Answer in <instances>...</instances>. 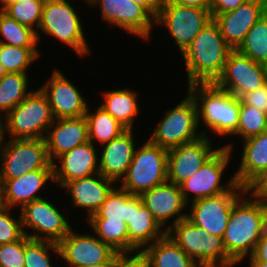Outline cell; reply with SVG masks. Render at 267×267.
Segmentation results:
<instances>
[{
  "label": "cell",
  "instance_id": "obj_10",
  "mask_svg": "<svg viewBox=\"0 0 267 267\" xmlns=\"http://www.w3.org/2000/svg\"><path fill=\"white\" fill-rule=\"evenodd\" d=\"M211 20L213 18L210 10L184 6L172 0H162L155 24H163L168 28L183 53Z\"/></svg>",
  "mask_w": 267,
  "mask_h": 267
},
{
  "label": "cell",
  "instance_id": "obj_32",
  "mask_svg": "<svg viewBox=\"0 0 267 267\" xmlns=\"http://www.w3.org/2000/svg\"><path fill=\"white\" fill-rule=\"evenodd\" d=\"M27 83L26 73L8 72L0 79V113L6 115L30 94Z\"/></svg>",
  "mask_w": 267,
  "mask_h": 267
},
{
  "label": "cell",
  "instance_id": "obj_23",
  "mask_svg": "<svg viewBox=\"0 0 267 267\" xmlns=\"http://www.w3.org/2000/svg\"><path fill=\"white\" fill-rule=\"evenodd\" d=\"M54 180L53 169H42L26 173L15 179H0L1 204L9 208L20 204L21 208L34 200L42 199L36 193Z\"/></svg>",
  "mask_w": 267,
  "mask_h": 267
},
{
  "label": "cell",
  "instance_id": "obj_33",
  "mask_svg": "<svg viewBox=\"0 0 267 267\" xmlns=\"http://www.w3.org/2000/svg\"><path fill=\"white\" fill-rule=\"evenodd\" d=\"M236 50L256 63L267 66V12L251 27Z\"/></svg>",
  "mask_w": 267,
  "mask_h": 267
},
{
  "label": "cell",
  "instance_id": "obj_29",
  "mask_svg": "<svg viewBox=\"0 0 267 267\" xmlns=\"http://www.w3.org/2000/svg\"><path fill=\"white\" fill-rule=\"evenodd\" d=\"M104 94L100 105L124 128L132 129L134 117L139 113L136 94L130 90H111Z\"/></svg>",
  "mask_w": 267,
  "mask_h": 267
},
{
  "label": "cell",
  "instance_id": "obj_38",
  "mask_svg": "<svg viewBox=\"0 0 267 267\" xmlns=\"http://www.w3.org/2000/svg\"><path fill=\"white\" fill-rule=\"evenodd\" d=\"M267 131V114L240 101L239 124L234 135L243 140Z\"/></svg>",
  "mask_w": 267,
  "mask_h": 267
},
{
  "label": "cell",
  "instance_id": "obj_46",
  "mask_svg": "<svg viewBox=\"0 0 267 267\" xmlns=\"http://www.w3.org/2000/svg\"><path fill=\"white\" fill-rule=\"evenodd\" d=\"M132 1L144 7L155 19L157 18L162 0H132Z\"/></svg>",
  "mask_w": 267,
  "mask_h": 267
},
{
  "label": "cell",
  "instance_id": "obj_13",
  "mask_svg": "<svg viewBox=\"0 0 267 267\" xmlns=\"http://www.w3.org/2000/svg\"><path fill=\"white\" fill-rule=\"evenodd\" d=\"M266 82V65L256 63L237 50H232L214 84L240 98L244 93L254 91Z\"/></svg>",
  "mask_w": 267,
  "mask_h": 267
},
{
  "label": "cell",
  "instance_id": "obj_40",
  "mask_svg": "<svg viewBox=\"0 0 267 267\" xmlns=\"http://www.w3.org/2000/svg\"><path fill=\"white\" fill-rule=\"evenodd\" d=\"M9 212V207L0 204V245L21 240L27 234L22 226L21 215L15 220Z\"/></svg>",
  "mask_w": 267,
  "mask_h": 267
},
{
  "label": "cell",
  "instance_id": "obj_4",
  "mask_svg": "<svg viewBox=\"0 0 267 267\" xmlns=\"http://www.w3.org/2000/svg\"><path fill=\"white\" fill-rule=\"evenodd\" d=\"M165 231L201 267H231L236 264L227 255L221 237L209 234L188 218L169 225Z\"/></svg>",
  "mask_w": 267,
  "mask_h": 267
},
{
  "label": "cell",
  "instance_id": "obj_39",
  "mask_svg": "<svg viewBox=\"0 0 267 267\" xmlns=\"http://www.w3.org/2000/svg\"><path fill=\"white\" fill-rule=\"evenodd\" d=\"M60 255L58 244L44 240H33L25 235L24 267H52L48 250Z\"/></svg>",
  "mask_w": 267,
  "mask_h": 267
},
{
  "label": "cell",
  "instance_id": "obj_47",
  "mask_svg": "<svg viewBox=\"0 0 267 267\" xmlns=\"http://www.w3.org/2000/svg\"><path fill=\"white\" fill-rule=\"evenodd\" d=\"M175 3L210 10L212 0H172Z\"/></svg>",
  "mask_w": 267,
  "mask_h": 267
},
{
  "label": "cell",
  "instance_id": "obj_51",
  "mask_svg": "<svg viewBox=\"0 0 267 267\" xmlns=\"http://www.w3.org/2000/svg\"><path fill=\"white\" fill-rule=\"evenodd\" d=\"M7 73L3 64L0 62V79Z\"/></svg>",
  "mask_w": 267,
  "mask_h": 267
},
{
  "label": "cell",
  "instance_id": "obj_8",
  "mask_svg": "<svg viewBox=\"0 0 267 267\" xmlns=\"http://www.w3.org/2000/svg\"><path fill=\"white\" fill-rule=\"evenodd\" d=\"M80 18L67 0H45L39 29L72 47L78 55L88 54Z\"/></svg>",
  "mask_w": 267,
  "mask_h": 267
},
{
  "label": "cell",
  "instance_id": "obj_26",
  "mask_svg": "<svg viewBox=\"0 0 267 267\" xmlns=\"http://www.w3.org/2000/svg\"><path fill=\"white\" fill-rule=\"evenodd\" d=\"M127 227L129 253L140 250V248L143 250L146 245H151V241L154 243L167 233L165 230L163 231L152 213L144 206L140 195L132 194V215Z\"/></svg>",
  "mask_w": 267,
  "mask_h": 267
},
{
  "label": "cell",
  "instance_id": "obj_42",
  "mask_svg": "<svg viewBox=\"0 0 267 267\" xmlns=\"http://www.w3.org/2000/svg\"><path fill=\"white\" fill-rule=\"evenodd\" d=\"M240 101L267 114V82L254 91L244 93Z\"/></svg>",
  "mask_w": 267,
  "mask_h": 267
},
{
  "label": "cell",
  "instance_id": "obj_14",
  "mask_svg": "<svg viewBox=\"0 0 267 267\" xmlns=\"http://www.w3.org/2000/svg\"><path fill=\"white\" fill-rule=\"evenodd\" d=\"M20 212L22 226L31 227L37 232V234H26L33 240L58 244L72 229L65 216L51 202L43 198L25 204ZM39 232L45 233L44 236L39 235Z\"/></svg>",
  "mask_w": 267,
  "mask_h": 267
},
{
  "label": "cell",
  "instance_id": "obj_24",
  "mask_svg": "<svg viewBox=\"0 0 267 267\" xmlns=\"http://www.w3.org/2000/svg\"><path fill=\"white\" fill-rule=\"evenodd\" d=\"M243 143L241 164L233 177L238 185L252 189L267 175V131Z\"/></svg>",
  "mask_w": 267,
  "mask_h": 267
},
{
  "label": "cell",
  "instance_id": "obj_31",
  "mask_svg": "<svg viewBox=\"0 0 267 267\" xmlns=\"http://www.w3.org/2000/svg\"><path fill=\"white\" fill-rule=\"evenodd\" d=\"M85 118L87 120L88 137L90 142L96 139L104 145L126 130V128L100 106L95 113H90L87 107Z\"/></svg>",
  "mask_w": 267,
  "mask_h": 267
},
{
  "label": "cell",
  "instance_id": "obj_16",
  "mask_svg": "<svg viewBox=\"0 0 267 267\" xmlns=\"http://www.w3.org/2000/svg\"><path fill=\"white\" fill-rule=\"evenodd\" d=\"M87 3L100 5L101 17L105 21L142 39H148L155 18L139 4L132 0H87Z\"/></svg>",
  "mask_w": 267,
  "mask_h": 267
},
{
  "label": "cell",
  "instance_id": "obj_50",
  "mask_svg": "<svg viewBox=\"0 0 267 267\" xmlns=\"http://www.w3.org/2000/svg\"><path fill=\"white\" fill-rule=\"evenodd\" d=\"M250 267H267V262H251Z\"/></svg>",
  "mask_w": 267,
  "mask_h": 267
},
{
  "label": "cell",
  "instance_id": "obj_30",
  "mask_svg": "<svg viewBox=\"0 0 267 267\" xmlns=\"http://www.w3.org/2000/svg\"><path fill=\"white\" fill-rule=\"evenodd\" d=\"M99 239L117 253H128L129 235L127 223L123 220L87 219Z\"/></svg>",
  "mask_w": 267,
  "mask_h": 267
},
{
  "label": "cell",
  "instance_id": "obj_41",
  "mask_svg": "<svg viewBox=\"0 0 267 267\" xmlns=\"http://www.w3.org/2000/svg\"><path fill=\"white\" fill-rule=\"evenodd\" d=\"M25 236L18 241L0 245V267H24Z\"/></svg>",
  "mask_w": 267,
  "mask_h": 267
},
{
  "label": "cell",
  "instance_id": "obj_43",
  "mask_svg": "<svg viewBox=\"0 0 267 267\" xmlns=\"http://www.w3.org/2000/svg\"><path fill=\"white\" fill-rule=\"evenodd\" d=\"M137 254L128 256V253H117L114 257L113 267H149L146 255L140 251Z\"/></svg>",
  "mask_w": 267,
  "mask_h": 267
},
{
  "label": "cell",
  "instance_id": "obj_37",
  "mask_svg": "<svg viewBox=\"0 0 267 267\" xmlns=\"http://www.w3.org/2000/svg\"><path fill=\"white\" fill-rule=\"evenodd\" d=\"M38 55L36 47H17L0 43V62L7 73H26L27 67Z\"/></svg>",
  "mask_w": 267,
  "mask_h": 267
},
{
  "label": "cell",
  "instance_id": "obj_7",
  "mask_svg": "<svg viewBox=\"0 0 267 267\" xmlns=\"http://www.w3.org/2000/svg\"><path fill=\"white\" fill-rule=\"evenodd\" d=\"M198 125L197 104L188 93L183 101L167 112L149 141L169 150L206 136L204 131L199 135L196 133Z\"/></svg>",
  "mask_w": 267,
  "mask_h": 267
},
{
  "label": "cell",
  "instance_id": "obj_19",
  "mask_svg": "<svg viewBox=\"0 0 267 267\" xmlns=\"http://www.w3.org/2000/svg\"><path fill=\"white\" fill-rule=\"evenodd\" d=\"M40 89L49 101L55 120L85 116L86 101L73 83L63 76L62 72L55 70L52 78Z\"/></svg>",
  "mask_w": 267,
  "mask_h": 267
},
{
  "label": "cell",
  "instance_id": "obj_27",
  "mask_svg": "<svg viewBox=\"0 0 267 267\" xmlns=\"http://www.w3.org/2000/svg\"><path fill=\"white\" fill-rule=\"evenodd\" d=\"M78 178L66 183L63 187L70 191L72 201L77 207L85 208L89 212L88 218L94 215L112 191V179L104 177L102 174Z\"/></svg>",
  "mask_w": 267,
  "mask_h": 267
},
{
  "label": "cell",
  "instance_id": "obj_53",
  "mask_svg": "<svg viewBox=\"0 0 267 267\" xmlns=\"http://www.w3.org/2000/svg\"><path fill=\"white\" fill-rule=\"evenodd\" d=\"M1 119H2V116L0 117V135H3V131H2L3 123H2V120Z\"/></svg>",
  "mask_w": 267,
  "mask_h": 267
},
{
  "label": "cell",
  "instance_id": "obj_17",
  "mask_svg": "<svg viewBox=\"0 0 267 267\" xmlns=\"http://www.w3.org/2000/svg\"><path fill=\"white\" fill-rule=\"evenodd\" d=\"M60 256L72 267H85L104 262H113L117 254L101 239L89 234L70 232L58 243Z\"/></svg>",
  "mask_w": 267,
  "mask_h": 267
},
{
  "label": "cell",
  "instance_id": "obj_28",
  "mask_svg": "<svg viewBox=\"0 0 267 267\" xmlns=\"http://www.w3.org/2000/svg\"><path fill=\"white\" fill-rule=\"evenodd\" d=\"M142 252L148 259L149 267H201L167 233Z\"/></svg>",
  "mask_w": 267,
  "mask_h": 267
},
{
  "label": "cell",
  "instance_id": "obj_45",
  "mask_svg": "<svg viewBox=\"0 0 267 267\" xmlns=\"http://www.w3.org/2000/svg\"><path fill=\"white\" fill-rule=\"evenodd\" d=\"M250 257V262H267V228L261 235Z\"/></svg>",
  "mask_w": 267,
  "mask_h": 267
},
{
  "label": "cell",
  "instance_id": "obj_55",
  "mask_svg": "<svg viewBox=\"0 0 267 267\" xmlns=\"http://www.w3.org/2000/svg\"><path fill=\"white\" fill-rule=\"evenodd\" d=\"M261 1L264 3V6H265V8L267 10V0H261Z\"/></svg>",
  "mask_w": 267,
  "mask_h": 267
},
{
  "label": "cell",
  "instance_id": "obj_5",
  "mask_svg": "<svg viewBox=\"0 0 267 267\" xmlns=\"http://www.w3.org/2000/svg\"><path fill=\"white\" fill-rule=\"evenodd\" d=\"M5 117V125L2 126L3 137L7 131L12 139H43V132H48L55 120L49 101L41 89L30 91Z\"/></svg>",
  "mask_w": 267,
  "mask_h": 267
},
{
  "label": "cell",
  "instance_id": "obj_52",
  "mask_svg": "<svg viewBox=\"0 0 267 267\" xmlns=\"http://www.w3.org/2000/svg\"><path fill=\"white\" fill-rule=\"evenodd\" d=\"M15 1H18V0H0V2L2 3L1 9H3L10 2H15Z\"/></svg>",
  "mask_w": 267,
  "mask_h": 267
},
{
  "label": "cell",
  "instance_id": "obj_6",
  "mask_svg": "<svg viewBox=\"0 0 267 267\" xmlns=\"http://www.w3.org/2000/svg\"><path fill=\"white\" fill-rule=\"evenodd\" d=\"M168 149L145 142L135 149L121 188L133 195L142 193L167 181Z\"/></svg>",
  "mask_w": 267,
  "mask_h": 267
},
{
  "label": "cell",
  "instance_id": "obj_54",
  "mask_svg": "<svg viewBox=\"0 0 267 267\" xmlns=\"http://www.w3.org/2000/svg\"><path fill=\"white\" fill-rule=\"evenodd\" d=\"M3 139H4L3 135H0V147H1V145L4 143V142H3ZM0 150H2V149L0 148Z\"/></svg>",
  "mask_w": 267,
  "mask_h": 267
},
{
  "label": "cell",
  "instance_id": "obj_15",
  "mask_svg": "<svg viewBox=\"0 0 267 267\" xmlns=\"http://www.w3.org/2000/svg\"><path fill=\"white\" fill-rule=\"evenodd\" d=\"M217 151L218 149L211 148L207 136H201L192 142L169 149L167 181L180 186Z\"/></svg>",
  "mask_w": 267,
  "mask_h": 267
},
{
  "label": "cell",
  "instance_id": "obj_12",
  "mask_svg": "<svg viewBox=\"0 0 267 267\" xmlns=\"http://www.w3.org/2000/svg\"><path fill=\"white\" fill-rule=\"evenodd\" d=\"M231 145H225L200 167L193 176L180 185L184 200L188 204V193L193 192L194 201L213 197L228 192L235 184V178H231L227 186L221 185L222 173L226 169L231 158ZM227 187V188H226Z\"/></svg>",
  "mask_w": 267,
  "mask_h": 267
},
{
  "label": "cell",
  "instance_id": "obj_48",
  "mask_svg": "<svg viewBox=\"0 0 267 267\" xmlns=\"http://www.w3.org/2000/svg\"><path fill=\"white\" fill-rule=\"evenodd\" d=\"M251 190H253L262 200L267 203V175Z\"/></svg>",
  "mask_w": 267,
  "mask_h": 267
},
{
  "label": "cell",
  "instance_id": "obj_34",
  "mask_svg": "<svg viewBox=\"0 0 267 267\" xmlns=\"http://www.w3.org/2000/svg\"><path fill=\"white\" fill-rule=\"evenodd\" d=\"M132 215V194L127 190L113 188L99 210L88 219H109L130 221Z\"/></svg>",
  "mask_w": 267,
  "mask_h": 267
},
{
  "label": "cell",
  "instance_id": "obj_9",
  "mask_svg": "<svg viewBox=\"0 0 267 267\" xmlns=\"http://www.w3.org/2000/svg\"><path fill=\"white\" fill-rule=\"evenodd\" d=\"M2 150L0 179H15L28 172L53 169L45 139H12Z\"/></svg>",
  "mask_w": 267,
  "mask_h": 267
},
{
  "label": "cell",
  "instance_id": "obj_22",
  "mask_svg": "<svg viewBox=\"0 0 267 267\" xmlns=\"http://www.w3.org/2000/svg\"><path fill=\"white\" fill-rule=\"evenodd\" d=\"M56 120L57 122L54 120L48 128L49 132H47L44 138L48 156L52 163L55 161L54 158L57 159L63 153L89 141L88 125L85 116Z\"/></svg>",
  "mask_w": 267,
  "mask_h": 267
},
{
  "label": "cell",
  "instance_id": "obj_21",
  "mask_svg": "<svg viewBox=\"0 0 267 267\" xmlns=\"http://www.w3.org/2000/svg\"><path fill=\"white\" fill-rule=\"evenodd\" d=\"M93 142H86L68 152L63 153L58 159L61 160V166L57 167L53 163V182L63 186L75 179L86 178L99 173L98 157Z\"/></svg>",
  "mask_w": 267,
  "mask_h": 267
},
{
  "label": "cell",
  "instance_id": "obj_11",
  "mask_svg": "<svg viewBox=\"0 0 267 267\" xmlns=\"http://www.w3.org/2000/svg\"><path fill=\"white\" fill-rule=\"evenodd\" d=\"M250 191L236 183L228 192L192 202L187 218L209 234L223 238L234 203L240 194Z\"/></svg>",
  "mask_w": 267,
  "mask_h": 267
},
{
  "label": "cell",
  "instance_id": "obj_3",
  "mask_svg": "<svg viewBox=\"0 0 267 267\" xmlns=\"http://www.w3.org/2000/svg\"><path fill=\"white\" fill-rule=\"evenodd\" d=\"M188 93L197 104L198 123L200 117L206 127L219 135H234L239 124L240 99L214 83H193ZM201 100V108L198 106Z\"/></svg>",
  "mask_w": 267,
  "mask_h": 267
},
{
  "label": "cell",
  "instance_id": "obj_49",
  "mask_svg": "<svg viewBox=\"0 0 267 267\" xmlns=\"http://www.w3.org/2000/svg\"><path fill=\"white\" fill-rule=\"evenodd\" d=\"M85 267H113V262H104V263L89 265V266H85Z\"/></svg>",
  "mask_w": 267,
  "mask_h": 267
},
{
  "label": "cell",
  "instance_id": "obj_35",
  "mask_svg": "<svg viewBox=\"0 0 267 267\" xmlns=\"http://www.w3.org/2000/svg\"><path fill=\"white\" fill-rule=\"evenodd\" d=\"M0 33L6 39L0 43L17 47H36L38 43L36 32L31 28L21 25L14 18L0 10Z\"/></svg>",
  "mask_w": 267,
  "mask_h": 267
},
{
  "label": "cell",
  "instance_id": "obj_20",
  "mask_svg": "<svg viewBox=\"0 0 267 267\" xmlns=\"http://www.w3.org/2000/svg\"><path fill=\"white\" fill-rule=\"evenodd\" d=\"M144 206L152 213L154 219L164 227L166 221L174 215L173 224L187 218V213H180L188 204L184 200L180 186L166 181L163 184L140 195Z\"/></svg>",
  "mask_w": 267,
  "mask_h": 267
},
{
  "label": "cell",
  "instance_id": "obj_25",
  "mask_svg": "<svg viewBox=\"0 0 267 267\" xmlns=\"http://www.w3.org/2000/svg\"><path fill=\"white\" fill-rule=\"evenodd\" d=\"M132 129H126L103 147L99 158V173L118 181L126 175L136 149Z\"/></svg>",
  "mask_w": 267,
  "mask_h": 267
},
{
  "label": "cell",
  "instance_id": "obj_36",
  "mask_svg": "<svg viewBox=\"0 0 267 267\" xmlns=\"http://www.w3.org/2000/svg\"><path fill=\"white\" fill-rule=\"evenodd\" d=\"M44 3L45 0H18L10 2L2 10L21 25L34 30L39 42L40 37L34 27L40 25Z\"/></svg>",
  "mask_w": 267,
  "mask_h": 267
},
{
  "label": "cell",
  "instance_id": "obj_2",
  "mask_svg": "<svg viewBox=\"0 0 267 267\" xmlns=\"http://www.w3.org/2000/svg\"><path fill=\"white\" fill-rule=\"evenodd\" d=\"M232 50L221 35L218 25L211 20L182 53L188 84L214 83L221 75Z\"/></svg>",
  "mask_w": 267,
  "mask_h": 267
},
{
  "label": "cell",
  "instance_id": "obj_44",
  "mask_svg": "<svg viewBox=\"0 0 267 267\" xmlns=\"http://www.w3.org/2000/svg\"><path fill=\"white\" fill-rule=\"evenodd\" d=\"M246 1L247 0H212L210 8L211 15L217 16L235 10Z\"/></svg>",
  "mask_w": 267,
  "mask_h": 267
},
{
  "label": "cell",
  "instance_id": "obj_18",
  "mask_svg": "<svg viewBox=\"0 0 267 267\" xmlns=\"http://www.w3.org/2000/svg\"><path fill=\"white\" fill-rule=\"evenodd\" d=\"M267 12L261 0H247L235 10L212 16L226 43L236 50L258 19Z\"/></svg>",
  "mask_w": 267,
  "mask_h": 267
},
{
  "label": "cell",
  "instance_id": "obj_1",
  "mask_svg": "<svg viewBox=\"0 0 267 267\" xmlns=\"http://www.w3.org/2000/svg\"><path fill=\"white\" fill-rule=\"evenodd\" d=\"M254 199L239 198L233 205L223 236L227 255L235 262H241L254 252L264 230L267 228V203L253 190Z\"/></svg>",
  "mask_w": 267,
  "mask_h": 267
}]
</instances>
